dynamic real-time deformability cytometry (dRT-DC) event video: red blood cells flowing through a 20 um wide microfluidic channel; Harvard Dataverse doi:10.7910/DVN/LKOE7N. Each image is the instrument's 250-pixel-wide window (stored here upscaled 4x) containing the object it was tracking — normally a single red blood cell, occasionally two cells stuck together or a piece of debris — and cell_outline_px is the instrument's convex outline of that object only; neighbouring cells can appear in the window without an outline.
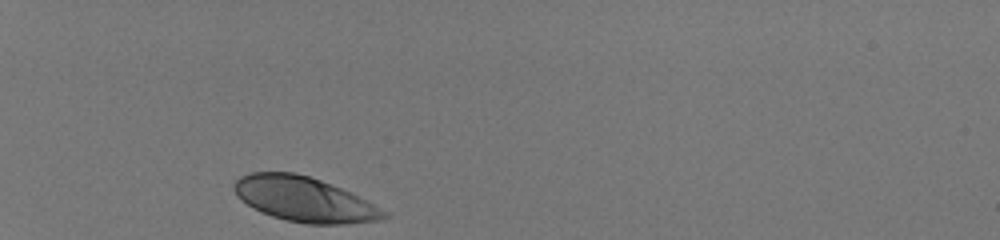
{"species": "human", "species_latin": "Homo sapiens", "temperature_condition": "room temperature", "stored_images_in_passage": 30, "camera_frame_rate_fps": 3000, "um_per_image_px": 0.085, "donor": {"sex": "male"}, "frame": {"image": 1, "passage_image": 1, "time_ms": 0.0, "image_size_px": [1000, 240], "cell_outline_px": [[392, 216], [380, 220], [348, 224], [308, 224], [284, 220], [272, 216], [248, 204], [236, 196], [232, 188], [232, 184], [240, 176], [248, 172], [296, 172], [320, 180], [340, 188], [388, 212]], "centroid_in_image_um": [25.83, 16.94], "position_along_channel_um": 59.2, "area_um2": 38.9}}
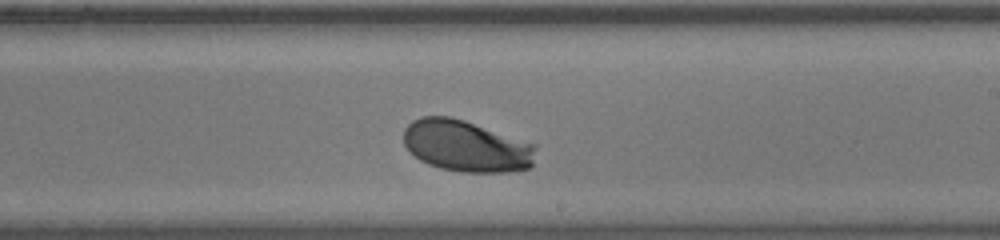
{"frame": {"image": 2, "passage_image": 18, "time_ms": 5.667, "image_size_px": [1000, 240], "cell_outline_px": [[536, 148], [532, 168], [508, 172], [460, 172], [440, 168], [428, 164], [420, 160], [408, 152], [404, 144], [404, 128], [412, 120], [420, 116], [448, 116], [464, 120], [536, 144]], "centroid_in_image_um": [39.62, 12.42], "position_along_channel_um": 249.4, "area_um2": 40.06}}
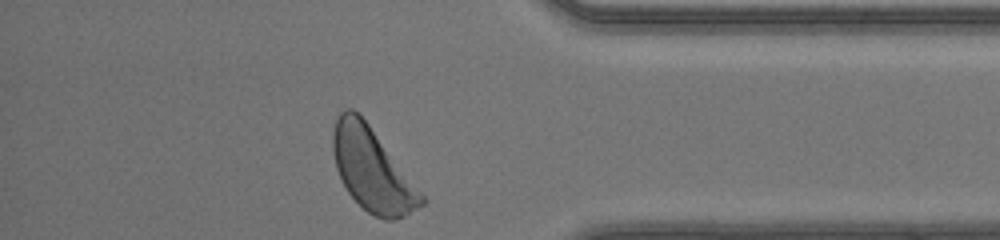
{"frame": {"image": 3, "passage_image": 30, "time_ms": 9.667, "image_size_px": [1000, 240], "cell_outline_px": [[428, 200], [424, 204], [404, 216], [396, 220], [384, 220], [368, 212], [348, 192], [336, 168], [332, 148], [332, 136], [336, 120], [340, 112], [348, 108], [352, 108], [368, 124]], "centroid_in_image_um": [31.64, 14.45], "position_along_channel_um": 403.6, "area_um2": 42.02}, "authors_computed_cell_mechanics": {"area_um2": 39.7086, "velocity_mm_per_s": 4.0555, "shape_relaxation_time_tau1_ms": 1.8288, "shape_relaxation_time_tau2_ms": null, "deformation_change_tau1": 0.1519, "deformation_change_tau2": null}}